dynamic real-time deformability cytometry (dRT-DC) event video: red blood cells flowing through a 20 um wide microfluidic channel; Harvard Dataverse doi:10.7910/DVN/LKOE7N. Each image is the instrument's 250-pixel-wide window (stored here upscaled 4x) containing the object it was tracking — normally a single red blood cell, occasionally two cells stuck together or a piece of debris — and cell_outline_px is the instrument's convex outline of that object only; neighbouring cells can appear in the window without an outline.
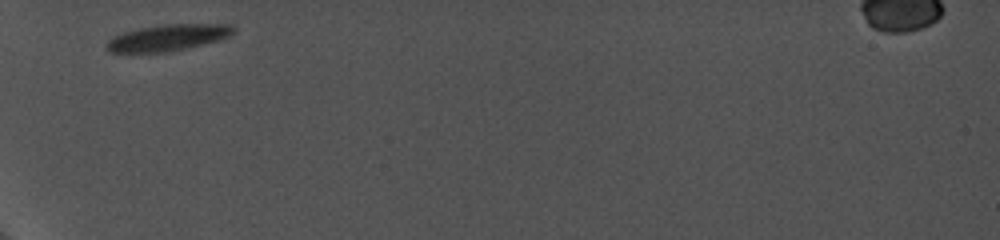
{"species": "common noctule bat (a hibernating species)", "species_latin": "Nyctalus noctula", "temperature_condition": "cold", "stored_images_in_passage": 29, "camera_frame_rate_fps": 5000, "um_per_image_px": 0.085, "animal": {"sex": "female", "body_mass_g": 19.0, "forearm_length_mm": 56.7}, "frame": {"image": 1, "passage_image": 1, "time_ms": 0.0, "image_size_px": [1000, 240], "cell_outline_px": [[236, 28], [228, 36], [216, 40], [188, 48], [168, 52], [108, 52], [104, 44], [108, 40], [124, 32], [140, 28], [164, 24], [228, 24]], "centroid_in_image_um": [14.23, 3.2], "position_along_channel_um": 70.8, "area_um2": 19.25}}
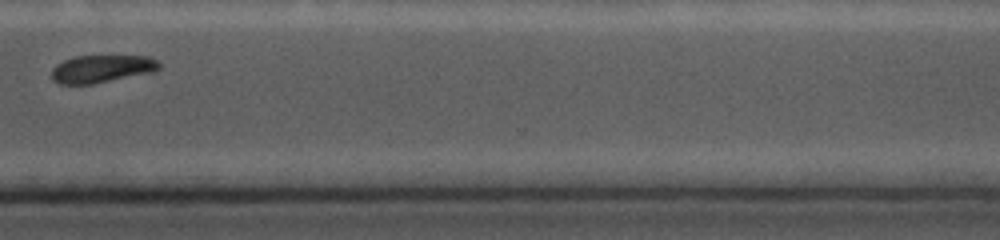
{"frame": {"image": 2, "passage_image": 23, "time_ms": 8.0, "image_size_px": [1000, 240], "cell_outline_px": [[160, 68], [156, 72], [92, 84], [60, 84], [52, 80], [52, 68], [56, 64], [64, 60], [76, 56], [148, 56], [156, 60], [160, 64]], "centroid_in_image_um": [8.66, 5.85], "position_along_channel_um": 361.9, "area_um2": 17.46}}
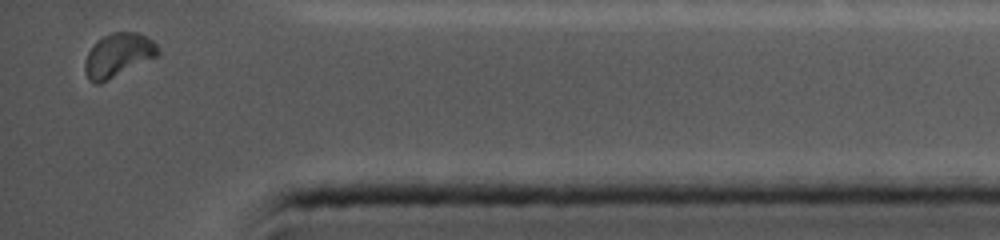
{"frame": {"image": 3, "passage_image": 29, "time_ms": 9.8, "image_size_px": [1000, 240], "cell_outline_px": [[160, 56], [100, 84], [96, 84], [88, 80], [84, 72], [84, 60], [88, 52], [96, 40], [112, 32], [136, 32], [152, 40], [160, 48]], "centroid_in_image_um": [10.04, 4.71], "position_along_channel_um": 425.2, "area_um2": 19.02}, "authors_computed_cell_mechanics": {"area_um2": 19.9988, "velocity_mm_per_s": 3.7688, "shape_relaxation_time_tau1_ms": null, "shape_relaxation_time_tau2_ms": 6.1766, "deformation_change_tau1": null, "deformation_change_tau2": 0.0662}}